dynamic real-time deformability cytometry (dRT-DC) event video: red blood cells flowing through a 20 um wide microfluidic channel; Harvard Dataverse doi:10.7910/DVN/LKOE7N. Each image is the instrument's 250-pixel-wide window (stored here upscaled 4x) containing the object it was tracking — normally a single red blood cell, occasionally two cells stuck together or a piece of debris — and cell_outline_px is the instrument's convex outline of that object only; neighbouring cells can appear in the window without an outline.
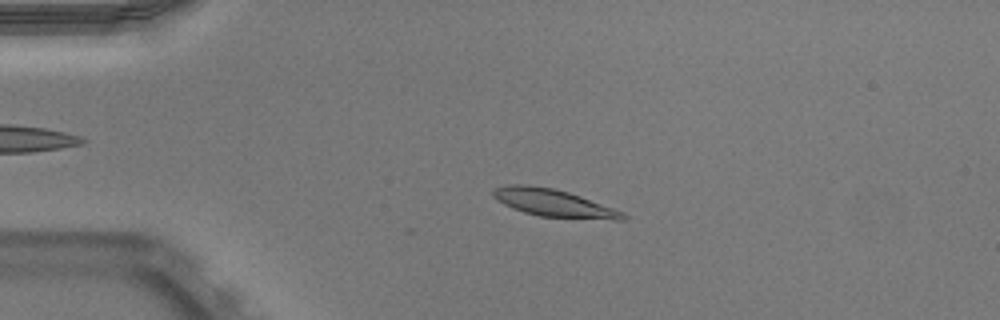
{"species": "Egyptian fruit bat (a non-hibernating species)", "species_latin": "Rousettus aegyptiacus", "temperature_condition": "warm", "stored_images_in_passage": 26, "camera_frame_rate_fps": 3000, "um_per_image_px": 0.085, "animal": {"sex": "male"}, "frame": {"image": 1, "passage_image": 12, "time_ms": 3.667, "image_size_px": [1000, 320], "cell_outline_px": [[628, 216], [624, 220], [616, 220], [540, 216], [524, 212], [512, 208], [504, 204], [492, 196], [492, 188], [508, 184], [528, 184], [552, 188], [568, 192], [580, 196], [624, 212]], "centroid_in_image_um": [47.03, 17.24], "position_along_channel_um": 38.0, "area_um2": 20.75}}
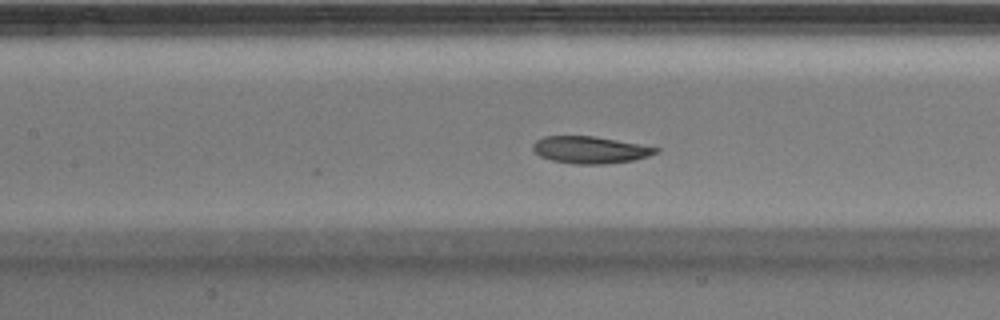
{"frame": {"image": 2, "passage_image": 24, "time_ms": 7.667, "image_size_px": [1000, 320], "cell_outline_px": [[660, 152], [648, 156], [632, 160], [608, 164], [572, 164], [552, 160], [540, 156], [532, 148], [532, 144], [536, 140], [544, 136], [592, 136], [640, 144], [660, 148]], "centroid_in_image_um": [50.16, 12.74], "position_along_channel_um": 157.2, "area_um2": 19.36}}